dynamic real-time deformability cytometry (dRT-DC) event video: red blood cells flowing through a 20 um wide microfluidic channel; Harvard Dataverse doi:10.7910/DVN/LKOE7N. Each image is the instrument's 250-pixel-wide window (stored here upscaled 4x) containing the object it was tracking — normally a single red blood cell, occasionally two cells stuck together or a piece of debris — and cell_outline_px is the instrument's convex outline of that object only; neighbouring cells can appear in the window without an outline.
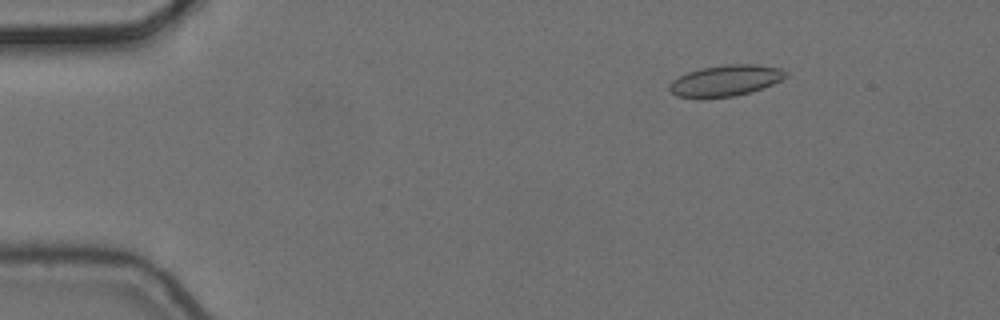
{"species": "common noctule bat (a hibernating species)", "species_latin": "Nyctalus noctula", "temperature_condition": "cold", "stored_images_in_passage": 5, "camera_frame_rate_fps": 3000, "um_per_image_px": 0.085, "animal": {"sex": "female", "body_mass_g": 24.6, "forearm_length_mm": 56.2}, "frame": {"image": 1, "passage_image": 3, "time_ms": 0.667, "image_size_px": [1000, 320], "cell_outline_px": [[788, 76], [772, 84], [748, 92], [732, 96], [676, 96], [668, 88], [668, 84], [672, 80], [688, 72], [700, 68], [724, 64], [756, 64], [780, 68], [788, 72]], "centroid_in_image_um": [61.69, 6.81], "position_along_channel_um": 23.3, "area_um2": 20.58}}